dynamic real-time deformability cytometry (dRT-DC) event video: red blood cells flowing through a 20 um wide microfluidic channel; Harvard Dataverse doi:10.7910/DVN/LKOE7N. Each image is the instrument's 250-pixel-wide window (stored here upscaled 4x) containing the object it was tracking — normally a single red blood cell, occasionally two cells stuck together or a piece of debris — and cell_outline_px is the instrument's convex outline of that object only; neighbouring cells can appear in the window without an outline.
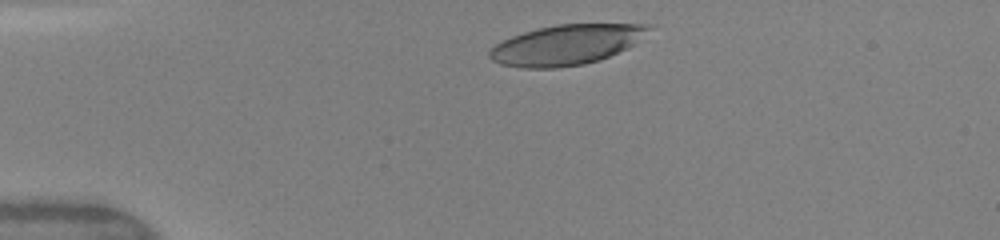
{"species": "human", "species_latin": "Homo sapiens", "temperature_condition": "warm", "stored_images_in_passage": 3, "camera_frame_rate_fps": 3000, "um_per_image_px": 0.085, "donor": {"sex": "female"}, "frame": {"image": 1, "passage_image": 1, "time_ms": 0.0, "image_size_px": [1000, 240], "cell_outline_px": [[656, 28], [636, 44], [628, 48], [600, 60], [584, 64], [556, 68], [520, 68], [500, 64], [492, 60], [488, 56], [488, 52], [496, 44], [512, 36], [524, 32], [556, 24], [652, 24]], "centroid_in_image_um": [48.22, 3.8], "position_along_channel_um": 36.8, "area_um2": 37.57}}